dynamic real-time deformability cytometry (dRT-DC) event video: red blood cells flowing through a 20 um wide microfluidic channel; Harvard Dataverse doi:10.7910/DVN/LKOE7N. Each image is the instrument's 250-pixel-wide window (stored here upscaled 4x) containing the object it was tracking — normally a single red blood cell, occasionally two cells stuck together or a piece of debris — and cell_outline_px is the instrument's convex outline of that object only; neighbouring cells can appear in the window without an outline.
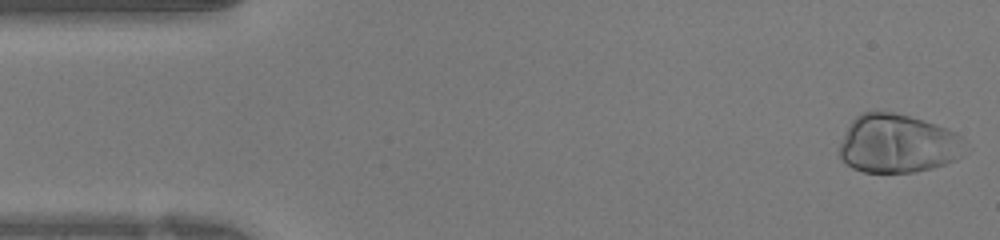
{"species": "human", "species_latin": "Homo sapiens", "temperature_condition": "warm", "stored_images_in_passage": 24, "camera_frame_rate_fps": 3000, "um_per_image_px": 0.085, "donor": {"sex": "female"}, "frame": {"image": 1, "passage_image": 1, "time_ms": 0.0, "image_size_px": [1000, 240], "cell_outline_px": [[964, 156], [956, 160], [932, 168], [916, 172], [864, 172], [852, 168], [840, 156], [840, 144], [852, 120], [860, 112], [892, 112], [908, 116], [936, 124], [948, 128], [956, 132], [960, 136]], "centroid_in_image_um": [76.31, 12.22], "position_along_channel_um": 8.7, "area_um2": 42.6}}
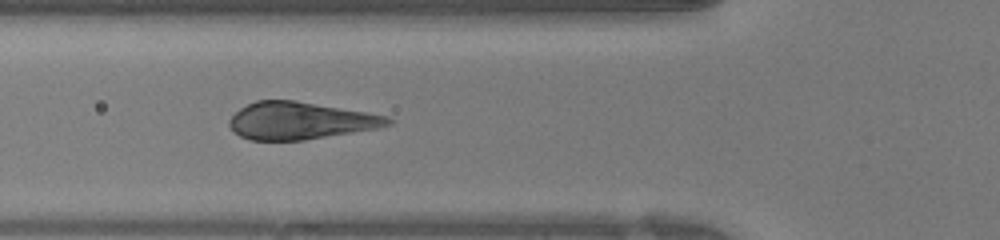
{"frame": {"image": 2, "passage_image": 14, "time_ms": 4.333, "image_size_px": [1000, 240], "cell_outline_px": [[392, 124], [380, 128], [304, 140], [248, 140], [240, 136], [228, 124], [228, 120], [240, 108], [256, 100], [292, 100], [388, 116], [392, 120]], "centroid_in_image_um": [25.51, 10.27], "position_along_channel_um": 100.3, "area_um2": 34.16}}
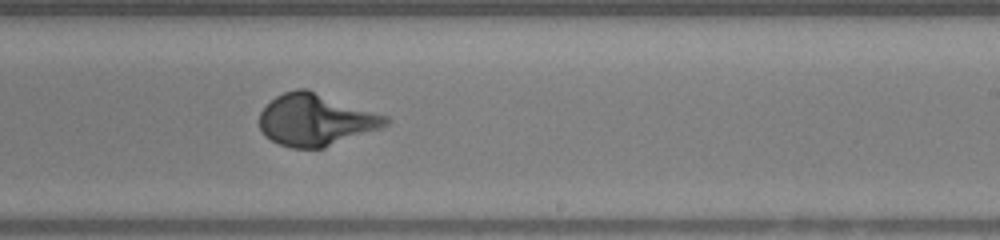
{"frame": {"image": 3, "passage_image": 24, "time_ms": 7.667, "image_size_px": [1000, 240], "cell_outline_px": [[392, 120], [388, 124], [380, 128], [324, 148], [292, 148], [280, 144], [264, 136], [260, 132], [260, 112], [276, 96], [284, 92], [296, 88], [308, 88], [388, 116]], "centroid_in_image_um": [26.85, 10.17], "position_along_channel_um": 262.2, "area_um2": 38.32}}